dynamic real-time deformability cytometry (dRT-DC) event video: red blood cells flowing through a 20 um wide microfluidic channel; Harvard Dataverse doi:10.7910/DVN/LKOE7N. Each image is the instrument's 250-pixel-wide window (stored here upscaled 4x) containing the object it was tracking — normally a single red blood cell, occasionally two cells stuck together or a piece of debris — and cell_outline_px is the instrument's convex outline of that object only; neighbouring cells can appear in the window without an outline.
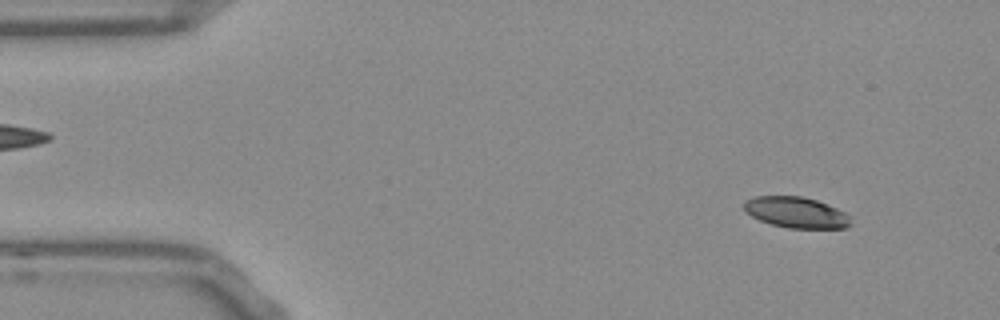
{"species": "Egyptian fruit bat (a non-hibernating species)", "species_latin": "Rousettus aegyptiacus", "temperature_condition": "room temperature", "stored_images_in_passage": 53, "camera_frame_rate_fps": 3000, "um_per_image_px": 0.085, "frame": {"image": 1, "passage_image": 5, "time_ms": 1.333, "image_size_px": [1000, 320], "cell_outline_px": [[852, 224], [844, 228], [788, 228], [772, 224], [760, 220], [744, 212], [744, 200], [752, 196], [800, 196], [816, 200], [836, 208], [844, 212], [848, 216]], "centroid_in_image_um": [67.63, 18.05], "position_along_channel_um": 17.4, "area_um2": 19.19}}
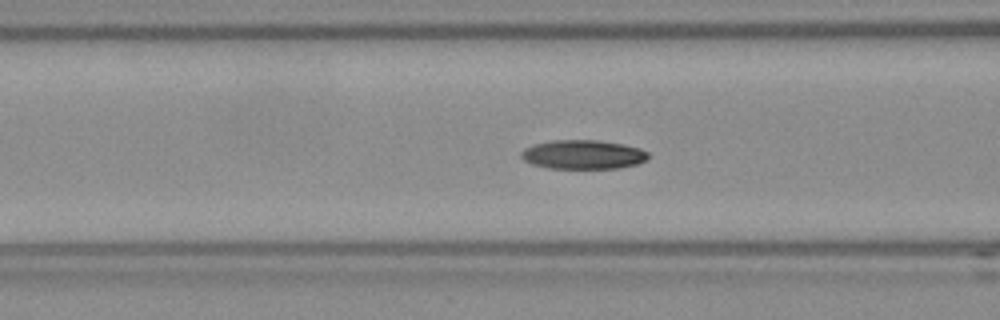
{"frame": {"image": 2, "passage_image": 20, "time_ms": 6.333, "image_size_px": [1000, 320], "cell_outline_px": [[648, 160], [636, 164], [620, 168], [548, 168], [532, 164], [524, 160], [520, 156], [520, 152], [524, 148], [536, 144], [552, 140], [596, 140], [620, 144], [640, 148], [648, 152]], "centroid_in_image_um": [49.55, 13.14], "position_along_channel_um": 117.0, "area_um2": 21.44}}
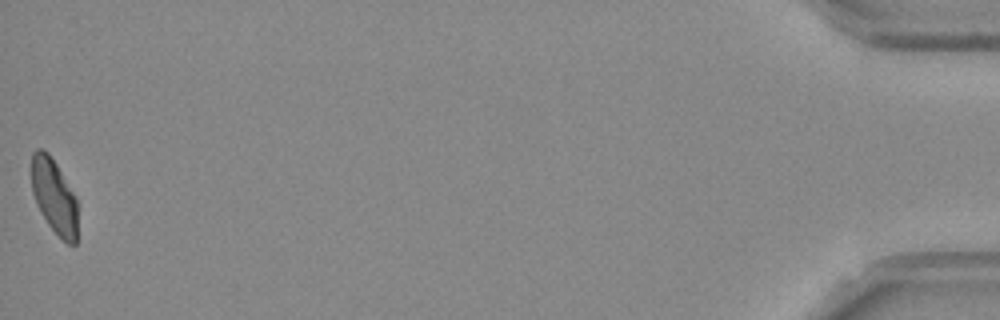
{"frame": {"image": 3, "passage_image": 53, "time_ms": 17.333, "image_size_px": [1000, 320], "cell_outline_px": [[76, 244], [68, 244], [48, 224], [36, 204], [32, 192], [32, 152], [36, 148], [40, 148], [48, 152], [56, 164], [72, 192], [76, 200]], "centroid_in_image_um": [4.57, 16.66], "position_along_channel_um": 430.6, "area_um2": 19.54}, "authors_computed_cell_mechanics": {"area_um2": 21.2704, "velocity_mm_per_s": 3.7863, "shape_relaxation_time_tau1_ms": 9.2476, "shape_relaxation_time_tau2_ms": 6.1709, "deformation_change_tau1": 0.2001, "deformation_change_tau2": 0.1125}}